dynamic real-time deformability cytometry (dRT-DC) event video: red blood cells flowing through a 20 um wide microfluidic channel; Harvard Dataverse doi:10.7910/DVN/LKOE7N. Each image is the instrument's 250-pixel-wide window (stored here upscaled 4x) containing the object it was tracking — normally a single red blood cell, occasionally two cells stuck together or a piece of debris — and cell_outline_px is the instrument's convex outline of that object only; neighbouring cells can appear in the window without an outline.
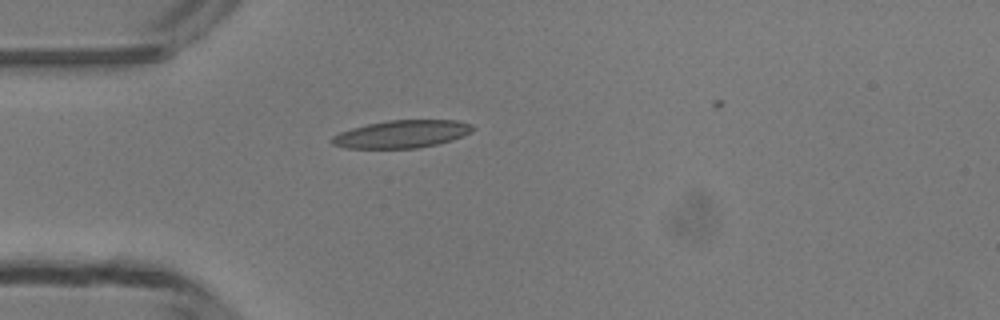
{"species": "common noctule bat (a hibernating species)", "species_latin": "Nyctalus noctula", "temperature_condition": "room temperature", "stored_images_in_passage": 4, "camera_frame_rate_fps": 3000, "um_per_image_px": 0.085, "animal": {"sex": "male", "body_mass_g": 13.3}, "frame": {"image": 1, "passage_image": 1, "time_ms": 0.0, "image_size_px": [1000, 320], "cell_outline_px": [[476, 128], [452, 140], [436, 144], [416, 148], [348, 148], [332, 144], [328, 140], [332, 136], [340, 132], [352, 128], [368, 124], [388, 120], [456, 120], [472, 124]], "centroid_in_image_um": [34.11, 11.39], "position_along_channel_um": 50.9, "area_um2": 22.54}}